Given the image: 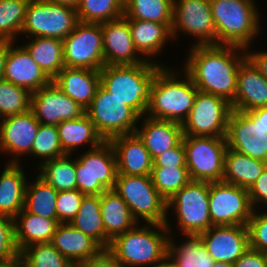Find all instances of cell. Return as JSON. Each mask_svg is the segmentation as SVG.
Returning a JSON list of instances; mask_svg holds the SVG:
<instances>
[{"instance_id":"1","label":"cell","mask_w":267,"mask_h":267,"mask_svg":"<svg viewBox=\"0 0 267 267\" xmlns=\"http://www.w3.org/2000/svg\"><path fill=\"white\" fill-rule=\"evenodd\" d=\"M185 63L187 73L201 92L225 98L230 103L236 95L238 70L247 59L244 48L225 45H193Z\"/></svg>"},{"instance_id":"2","label":"cell","mask_w":267,"mask_h":267,"mask_svg":"<svg viewBox=\"0 0 267 267\" xmlns=\"http://www.w3.org/2000/svg\"><path fill=\"white\" fill-rule=\"evenodd\" d=\"M153 63L146 60L136 65H104L100 69V84L142 116L146 114L156 75L165 67Z\"/></svg>"},{"instance_id":"3","label":"cell","mask_w":267,"mask_h":267,"mask_svg":"<svg viewBox=\"0 0 267 267\" xmlns=\"http://www.w3.org/2000/svg\"><path fill=\"white\" fill-rule=\"evenodd\" d=\"M143 227L134 226L124 234L116 236L110 243L108 250L125 266L136 267L157 264L168 256L170 228L166 224L149 223ZM159 229L163 233L151 230ZM165 233V234H164ZM168 235H167V234Z\"/></svg>"},{"instance_id":"4","label":"cell","mask_w":267,"mask_h":267,"mask_svg":"<svg viewBox=\"0 0 267 267\" xmlns=\"http://www.w3.org/2000/svg\"><path fill=\"white\" fill-rule=\"evenodd\" d=\"M171 71L163 67L157 73L146 112H149L151 118L182 124L188 117L199 90L187 73L185 81H180Z\"/></svg>"},{"instance_id":"5","label":"cell","mask_w":267,"mask_h":267,"mask_svg":"<svg viewBox=\"0 0 267 267\" xmlns=\"http://www.w3.org/2000/svg\"><path fill=\"white\" fill-rule=\"evenodd\" d=\"M216 45L246 49L258 34V12L253 0H210Z\"/></svg>"},{"instance_id":"6","label":"cell","mask_w":267,"mask_h":267,"mask_svg":"<svg viewBox=\"0 0 267 267\" xmlns=\"http://www.w3.org/2000/svg\"><path fill=\"white\" fill-rule=\"evenodd\" d=\"M113 190L120 195L133 218L147 224H166L167 201L154 187L151 175H117Z\"/></svg>"},{"instance_id":"7","label":"cell","mask_w":267,"mask_h":267,"mask_svg":"<svg viewBox=\"0 0 267 267\" xmlns=\"http://www.w3.org/2000/svg\"><path fill=\"white\" fill-rule=\"evenodd\" d=\"M85 110L104 141L135 133L137 129L135 122L141 117L132 107L114 97L101 84Z\"/></svg>"},{"instance_id":"8","label":"cell","mask_w":267,"mask_h":267,"mask_svg":"<svg viewBox=\"0 0 267 267\" xmlns=\"http://www.w3.org/2000/svg\"><path fill=\"white\" fill-rule=\"evenodd\" d=\"M182 140L191 180L221 182L228 148L226 137L183 136Z\"/></svg>"},{"instance_id":"9","label":"cell","mask_w":267,"mask_h":267,"mask_svg":"<svg viewBox=\"0 0 267 267\" xmlns=\"http://www.w3.org/2000/svg\"><path fill=\"white\" fill-rule=\"evenodd\" d=\"M117 174L116 157L109 141L76 159V189L85 195L113 190Z\"/></svg>"},{"instance_id":"10","label":"cell","mask_w":267,"mask_h":267,"mask_svg":"<svg viewBox=\"0 0 267 267\" xmlns=\"http://www.w3.org/2000/svg\"><path fill=\"white\" fill-rule=\"evenodd\" d=\"M75 8L47 0H30L21 33L32 38L51 37L64 40L78 23Z\"/></svg>"},{"instance_id":"11","label":"cell","mask_w":267,"mask_h":267,"mask_svg":"<svg viewBox=\"0 0 267 267\" xmlns=\"http://www.w3.org/2000/svg\"><path fill=\"white\" fill-rule=\"evenodd\" d=\"M170 207H174L177 222L185 235H199L213 226L207 181L191 180L167 201V209Z\"/></svg>"},{"instance_id":"12","label":"cell","mask_w":267,"mask_h":267,"mask_svg":"<svg viewBox=\"0 0 267 267\" xmlns=\"http://www.w3.org/2000/svg\"><path fill=\"white\" fill-rule=\"evenodd\" d=\"M232 110L225 98L198 91L194 105L182 123L183 135L226 137Z\"/></svg>"},{"instance_id":"13","label":"cell","mask_w":267,"mask_h":267,"mask_svg":"<svg viewBox=\"0 0 267 267\" xmlns=\"http://www.w3.org/2000/svg\"><path fill=\"white\" fill-rule=\"evenodd\" d=\"M62 41L65 67L100 70L105 65L102 23L78 22Z\"/></svg>"},{"instance_id":"14","label":"cell","mask_w":267,"mask_h":267,"mask_svg":"<svg viewBox=\"0 0 267 267\" xmlns=\"http://www.w3.org/2000/svg\"><path fill=\"white\" fill-rule=\"evenodd\" d=\"M247 189L225 182H209V212L213 226L247 225L253 214Z\"/></svg>"},{"instance_id":"15","label":"cell","mask_w":267,"mask_h":267,"mask_svg":"<svg viewBox=\"0 0 267 267\" xmlns=\"http://www.w3.org/2000/svg\"><path fill=\"white\" fill-rule=\"evenodd\" d=\"M174 0L172 38L177 30L197 37L194 45H216V29L210 0ZM180 29V30H179Z\"/></svg>"},{"instance_id":"16","label":"cell","mask_w":267,"mask_h":267,"mask_svg":"<svg viewBox=\"0 0 267 267\" xmlns=\"http://www.w3.org/2000/svg\"><path fill=\"white\" fill-rule=\"evenodd\" d=\"M30 110L40 124L56 126L86 113L85 108L64 94L53 80L32 93Z\"/></svg>"},{"instance_id":"17","label":"cell","mask_w":267,"mask_h":267,"mask_svg":"<svg viewBox=\"0 0 267 267\" xmlns=\"http://www.w3.org/2000/svg\"><path fill=\"white\" fill-rule=\"evenodd\" d=\"M227 147L267 162V130L245 112L232 110L226 133Z\"/></svg>"},{"instance_id":"18","label":"cell","mask_w":267,"mask_h":267,"mask_svg":"<svg viewBox=\"0 0 267 267\" xmlns=\"http://www.w3.org/2000/svg\"><path fill=\"white\" fill-rule=\"evenodd\" d=\"M199 235L216 262L233 264L249 247L247 225L212 226Z\"/></svg>"},{"instance_id":"19","label":"cell","mask_w":267,"mask_h":267,"mask_svg":"<svg viewBox=\"0 0 267 267\" xmlns=\"http://www.w3.org/2000/svg\"><path fill=\"white\" fill-rule=\"evenodd\" d=\"M102 38L105 65H136L147 60L138 57L125 16L102 23Z\"/></svg>"},{"instance_id":"20","label":"cell","mask_w":267,"mask_h":267,"mask_svg":"<svg viewBox=\"0 0 267 267\" xmlns=\"http://www.w3.org/2000/svg\"><path fill=\"white\" fill-rule=\"evenodd\" d=\"M13 45L14 42L10 41L3 79L31 93L49 84L52 80L32 59L27 49L24 46L14 48Z\"/></svg>"},{"instance_id":"21","label":"cell","mask_w":267,"mask_h":267,"mask_svg":"<svg viewBox=\"0 0 267 267\" xmlns=\"http://www.w3.org/2000/svg\"><path fill=\"white\" fill-rule=\"evenodd\" d=\"M40 123L31 110L7 116L0 122V151L17 157L30 154Z\"/></svg>"},{"instance_id":"22","label":"cell","mask_w":267,"mask_h":267,"mask_svg":"<svg viewBox=\"0 0 267 267\" xmlns=\"http://www.w3.org/2000/svg\"><path fill=\"white\" fill-rule=\"evenodd\" d=\"M117 175H151L153 159L136 133L112 138Z\"/></svg>"},{"instance_id":"23","label":"cell","mask_w":267,"mask_h":267,"mask_svg":"<svg viewBox=\"0 0 267 267\" xmlns=\"http://www.w3.org/2000/svg\"><path fill=\"white\" fill-rule=\"evenodd\" d=\"M233 110L242 112L267 107V79L246 59L238 70Z\"/></svg>"},{"instance_id":"24","label":"cell","mask_w":267,"mask_h":267,"mask_svg":"<svg viewBox=\"0 0 267 267\" xmlns=\"http://www.w3.org/2000/svg\"><path fill=\"white\" fill-rule=\"evenodd\" d=\"M53 81L64 94L86 109L100 85V70L64 67Z\"/></svg>"},{"instance_id":"25","label":"cell","mask_w":267,"mask_h":267,"mask_svg":"<svg viewBox=\"0 0 267 267\" xmlns=\"http://www.w3.org/2000/svg\"><path fill=\"white\" fill-rule=\"evenodd\" d=\"M145 121L135 133L144 142L152 159L168 149L176 147L183 139L182 124L171 120H160L145 116Z\"/></svg>"},{"instance_id":"26","label":"cell","mask_w":267,"mask_h":267,"mask_svg":"<svg viewBox=\"0 0 267 267\" xmlns=\"http://www.w3.org/2000/svg\"><path fill=\"white\" fill-rule=\"evenodd\" d=\"M51 243L75 266L96 256L103 249L95 240L71 223H59Z\"/></svg>"},{"instance_id":"27","label":"cell","mask_w":267,"mask_h":267,"mask_svg":"<svg viewBox=\"0 0 267 267\" xmlns=\"http://www.w3.org/2000/svg\"><path fill=\"white\" fill-rule=\"evenodd\" d=\"M13 160L0 176V214L14 219L24 208L27 182L19 160Z\"/></svg>"},{"instance_id":"28","label":"cell","mask_w":267,"mask_h":267,"mask_svg":"<svg viewBox=\"0 0 267 267\" xmlns=\"http://www.w3.org/2000/svg\"><path fill=\"white\" fill-rule=\"evenodd\" d=\"M14 221L16 244L20 252L29 245L52 242L59 225L57 219L38 216L27 212L24 208Z\"/></svg>"},{"instance_id":"29","label":"cell","mask_w":267,"mask_h":267,"mask_svg":"<svg viewBox=\"0 0 267 267\" xmlns=\"http://www.w3.org/2000/svg\"><path fill=\"white\" fill-rule=\"evenodd\" d=\"M100 211L106 236L111 241L139 222L133 218L125 200L114 190H107L100 195Z\"/></svg>"},{"instance_id":"30","label":"cell","mask_w":267,"mask_h":267,"mask_svg":"<svg viewBox=\"0 0 267 267\" xmlns=\"http://www.w3.org/2000/svg\"><path fill=\"white\" fill-rule=\"evenodd\" d=\"M267 167V162L240 154L230 148L225 153L222 182L249 189Z\"/></svg>"},{"instance_id":"31","label":"cell","mask_w":267,"mask_h":267,"mask_svg":"<svg viewBox=\"0 0 267 267\" xmlns=\"http://www.w3.org/2000/svg\"><path fill=\"white\" fill-rule=\"evenodd\" d=\"M133 44L138 53L146 57L159 53L166 43L171 39V27L173 23H158L137 19H128Z\"/></svg>"},{"instance_id":"32","label":"cell","mask_w":267,"mask_h":267,"mask_svg":"<svg viewBox=\"0 0 267 267\" xmlns=\"http://www.w3.org/2000/svg\"><path fill=\"white\" fill-rule=\"evenodd\" d=\"M57 131L62 150L68 155L84 143L92 144L94 149L104 142L86 113L80 118L62 121L57 125Z\"/></svg>"},{"instance_id":"33","label":"cell","mask_w":267,"mask_h":267,"mask_svg":"<svg viewBox=\"0 0 267 267\" xmlns=\"http://www.w3.org/2000/svg\"><path fill=\"white\" fill-rule=\"evenodd\" d=\"M70 223L95 240L103 249L109 248L111 240L106 236L101 217L100 195H85L77 215Z\"/></svg>"},{"instance_id":"34","label":"cell","mask_w":267,"mask_h":267,"mask_svg":"<svg viewBox=\"0 0 267 267\" xmlns=\"http://www.w3.org/2000/svg\"><path fill=\"white\" fill-rule=\"evenodd\" d=\"M24 47L51 80L65 67L63 41L61 39L35 37Z\"/></svg>"},{"instance_id":"35","label":"cell","mask_w":267,"mask_h":267,"mask_svg":"<svg viewBox=\"0 0 267 267\" xmlns=\"http://www.w3.org/2000/svg\"><path fill=\"white\" fill-rule=\"evenodd\" d=\"M189 238L177 246L169 239L168 258L175 267H213L215 260L208 253L200 235L190 234Z\"/></svg>"},{"instance_id":"36","label":"cell","mask_w":267,"mask_h":267,"mask_svg":"<svg viewBox=\"0 0 267 267\" xmlns=\"http://www.w3.org/2000/svg\"><path fill=\"white\" fill-rule=\"evenodd\" d=\"M70 155L40 162L39 177L58 192L76 189V160L70 161Z\"/></svg>"},{"instance_id":"37","label":"cell","mask_w":267,"mask_h":267,"mask_svg":"<svg viewBox=\"0 0 267 267\" xmlns=\"http://www.w3.org/2000/svg\"><path fill=\"white\" fill-rule=\"evenodd\" d=\"M58 191L37 176L35 183L26 185L24 209L38 216L57 219Z\"/></svg>"},{"instance_id":"38","label":"cell","mask_w":267,"mask_h":267,"mask_svg":"<svg viewBox=\"0 0 267 267\" xmlns=\"http://www.w3.org/2000/svg\"><path fill=\"white\" fill-rule=\"evenodd\" d=\"M174 0H124L127 19L173 23Z\"/></svg>"},{"instance_id":"39","label":"cell","mask_w":267,"mask_h":267,"mask_svg":"<svg viewBox=\"0 0 267 267\" xmlns=\"http://www.w3.org/2000/svg\"><path fill=\"white\" fill-rule=\"evenodd\" d=\"M76 11L79 22L104 23L124 16V1L80 0Z\"/></svg>"},{"instance_id":"40","label":"cell","mask_w":267,"mask_h":267,"mask_svg":"<svg viewBox=\"0 0 267 267\" xmlns=\"http://www.w3.org/2000/svg\"><path fill=\"white\" fill-rule=\"evenodd\" d=\"M25 267H75L51 242L29 245L20 252Z\"/></svg>"},{"instance_id":"41","label":"cell","mask_w":267,"mask_h":267,"mask_svg":"<svg viewBox=\"0 0 267 267\" xmlns=\"http://www.w3.org/2000/svg\"><path fill=\"white\" fill-rule=\"evenodd\" d=\"M30 0H0V39L14 41L21 32Z\"/></svg>"},{"instance_id":"42","label":"cell","mask_w":267,"mask_h":267,"mask_svg":"<svg viewBox=\"0 0 267 267\" xmlns=\"http://www.w3.org/2000/svg\"><path fill=\"white\" fill-rule=\"evenodd\" d=\"M151 179L166 201L191 181L187 167H152Z\"/></svg>"},{"instance_id":"43","label":"cell","mask_w":267,"mask_h":267,"mask_svg":"<svg viewBox=\"0 0 267 267\" xmlns=\"http://www.w3.org/2000/svg\"><path fill=\"white\" fill-rule=\"evenodd\" d=\"M32 93L7 80H0V118L30 110Z\"/></svg>"},{"instance_id":"44","label":"cell","mask_w":267,"mask_h":267,"mask_svg":"<svg viewBox=\"0 0 267 267\" xmlns=\"http://www.w3.org/2000/svg\"><path fill=\"white\" fill-rule=\"evenodd\" d=\"M48 161L66 155L60 145L56 125L40 124L34 139L31 153Z\"/></svg>"},{"instance_id":"45","label":"cell","mask_w":267,"mask_h":267,"mask_svg":"<svg viewBox=\"0 0 267 267\" xmlns=\"http://www.w3.org/2000/svg\"><path fill=\"white\" fill-rule=\"evenodd\" d=\"M20 260L16 244L15 221L0 214V263H14Z\"/></svg>"},{"instance_id":"46","label":"cell","mask_w":267,"mask_h":267,"mask_svg":"<svg viewBox=\"0 0 267 267\" xmlns=\"http://www.w3.org/2000/svg\"><path fill=\"white\" fill-rule=\"evenodd\" d=\"M84 196L78 189L58 192L55 206L59 223H70L74 219Z\"/></svg>"},{"instance_id":"47","label":"cell","mask_w":267,"mask_h":267,"mask_svg":"<svg viewBox=\"0 0 267 267\" xmlns=\"http://www.w3.org/2000/svg\"><path fill=\"white\" fill-rule=\"evenodd\" d=\"M249 247L264 252L267 250V212L256 214L255 210L247 223Z\"/></svg>"},{"instance_id":"48","label":"cell","mask_w":267,"mask_h":267,"mask_svg":"<svg viewBox=\"0 0 267 267\" xmlns=\"http://www.w3.org/2000/svg\"><path fill=\"white\" fill-rule=\"evenodd\" d=\"M153 167H187L183 140L176 147L156 156L153 159Z\"/></svg>"},{"instance_id":"49","label":"cell","mask_w":267,"mask_h":267,"mask_svg":"<svg viewBox=\"0 0 267 267\" xmlns=\"http://www.w3.org/2000/svg\"><path fill=\"white\" fill-rule=\"evenodd\" d=\"M75 267H125L108 249L78 263Z\"/></svg>"},{"instance_id":"50","label":"cell","mask_w":267,"mask_h":267,"mask_svg":"<svg viewBox=\"0 0 267 267\" xmlns=\"http://www.w3.org/2000/svg\"><path fill=\"white\" fill-rule=\"evenodd\" d=\"M234 267H267L264 253L248 247V249L233 263Z\"/></svg>"},{"instance_id":"51","label":"cell","mask_w":267,"mask_h":267,"mask_svg":"<svg viewBox=\"0 0 267 267\" xmlns=\"http://www.w3.org/2000/svg\"><path fill=\"white\" fill-rule=\"evenodd\" d=\"M251 205L255 207V203L267 204V167L262 174L257 178L253 186L248 189Z\"/></svg>"},{"instance_id":"52","label":"cell","mask_w":267,"mask_h":267,"mask_svg":"<svg viewBox=\"0 0 267 267\" xmlns=\"http://www.w3.org/2000/svg\"><path fill=\"white\" fill-rule=\"evenodd\" d=\"M247 59L267 79V51L247 53Z\"/></svg>"},{"instance_id":"53","label":"cell","mask_w":267,"mask_h":267,"mask_svg":"<svg viewBox=\"0 0 267 267\" xmlns=\"http://www.w3.org/2000/svg\"><path fill=\"white\" fill-rule=\"evenodd\" d=\"M253 121H259L261 126L267 130V107L257 108L245 112Z\"/></svg>"},{"instance_id":"54","label":"cell","mask_w":267,"mask_h":267,"mask_svg":"<svg viewBox=\"0 0 267 267\" xmlns=\"http://www.w3.org/2000/svg\"><path fill=\"white\" fill-rule=\"evenodd\" d=\"M10 47V40L0 39V80L3 79L5 60Z\"/></svg>"},{"instance_id":"55","label":"cell","mask_w":267,"mask_h":267,"mask_svg":"<svg viewBox=\"0 0 267 267\" xmlns=\"http://www.w3.org/2000/svg\"><path fill=\"white\" fill-rule=\"evenodd\" d=\"M47 1H50L53 3H58L61 5L70 6V7H73L75 9L78 7V5L80 3V0H47Z\"/></svg>"},{"instance_id":"56","label":"cell","mask_w":267,"mask_h":267,"mask_svg":"<svg viewBox=\"0 0 267 267\" xmlns=\"http://www.w3.org/2000/svg\"><path fill=\"white\" fill-rule=\"evenodd\" d=\"M0 267H25V265L21 260H19L14 263H0Z\"/></svg>"},{"instance_id":"57","label":"cell","mask_w":267,"mask_h":267,"mask_svg":"<svg viewBox=\"0 0 267 267\" xmlns=\"http://www.w3.org/2000/svg\"><path fill=\"white\" fill-rule=\"evenodd\" d=\"M152 267H175V266L171 262V260H169V258L167 257L165 260H163L162 262H159L157 265H154Z\"/></svg>"},{"instance_id":"58","label":"cell","mask_w":267,"mask_h":267,"mask_svg":"<svg viewBox=\"0 0 267 267\" xmlns=\"http://www.w3.org/2000/svg\"><path fill=\"white\" fill-rule=\"evenodd\" d=\"M213 267H234L233 264L227 262H215Z\"/></svg>"},{"instance_id":"59","label":"cell","mask_w":267,"mask_h":267,"mask_svg":"<svg viewBox=\"0 0 267 267\" xmlns=\"http://www.w3.org/2000/svg\"><path fill=\"white\" fill-rule=\"evenodd\" d=\"M264 253V256H265V259H266V266H267V250L263 252Z\"/></svg>"}]
</instances>
